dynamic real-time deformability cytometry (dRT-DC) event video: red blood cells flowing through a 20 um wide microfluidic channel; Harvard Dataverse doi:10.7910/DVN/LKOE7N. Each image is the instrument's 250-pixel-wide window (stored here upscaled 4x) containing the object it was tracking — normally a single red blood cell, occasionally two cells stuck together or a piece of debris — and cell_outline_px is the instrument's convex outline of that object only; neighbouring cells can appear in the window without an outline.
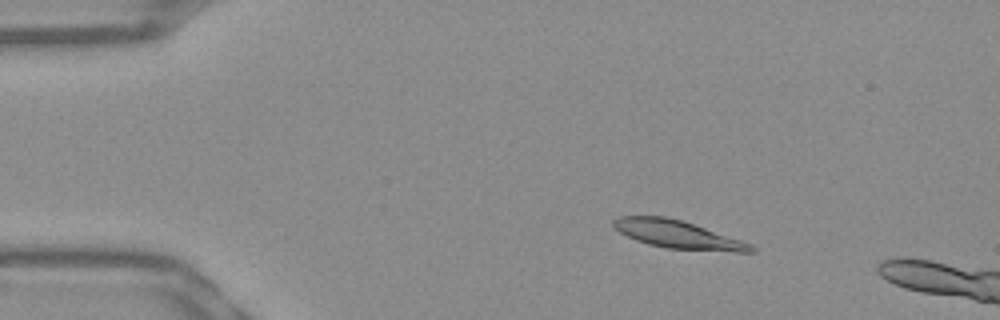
{"species": "Egyptian fruit bat (a non-hibernating species)", "species_latin": "Rousettus aegyptiacus", "temperature_condition": "warm", "stored_images_in_passage": 13, "camera_frame_rate_fps": 3000, "um_per_image_px": 0.085, "frame": {"image": 1, "passage_image": 8, "time_ms": 2.333, "image_size_px": [1000, 320], "cell_outline_px": [[756, 252], [736, 252], [668, 248], [648, 244], [636, 240], [612, 228], [612, 220], [616, 216], [668, 216], [752, 244], [756, 248]], "centroid_in_image_um": [57.56, 19.93], "position_along_channel_um": 27.4, "area_um2": 22.2}}